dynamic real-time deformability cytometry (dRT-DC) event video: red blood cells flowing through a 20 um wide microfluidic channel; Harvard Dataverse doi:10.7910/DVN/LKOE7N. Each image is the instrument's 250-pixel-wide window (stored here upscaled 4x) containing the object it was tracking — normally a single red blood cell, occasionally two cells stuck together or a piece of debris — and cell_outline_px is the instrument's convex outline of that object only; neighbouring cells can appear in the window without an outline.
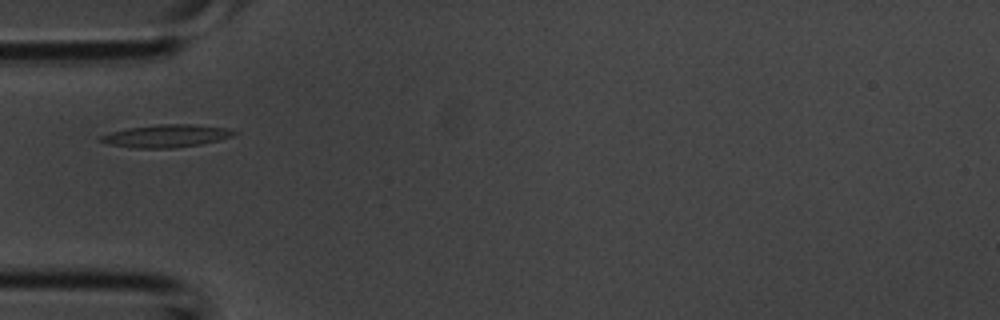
{"species": "common noctule bat (a hibernating species)", "species_latin": "Nyctalus noctula", "temperature_condition": "room temperature", "stored_images_in_passage": 6, "camera_frame_rate_fps": 3000, "um_per_image_px": 0.085, "animal": {"sex": "male", "body_mass_g": 20.1, "forearm_length_mm": 53.5}, "frame": {"image": 1, "passage_image": 6, "time_ms": 1.667, "image_size_px": [1000, 320], "cell_outline_px": [[240, 132], [232, 136], [200, 144], [172, 148], [136, 148], [108, 144], [96, 140], [100, 136], [112, 132], [128, 128], [156, 124], [192, 124], [228, 128]], "centroid_in_image_um": [14.12, 11.55], "position_along_channel_um": 70.9, "area_um2": 17.57}}